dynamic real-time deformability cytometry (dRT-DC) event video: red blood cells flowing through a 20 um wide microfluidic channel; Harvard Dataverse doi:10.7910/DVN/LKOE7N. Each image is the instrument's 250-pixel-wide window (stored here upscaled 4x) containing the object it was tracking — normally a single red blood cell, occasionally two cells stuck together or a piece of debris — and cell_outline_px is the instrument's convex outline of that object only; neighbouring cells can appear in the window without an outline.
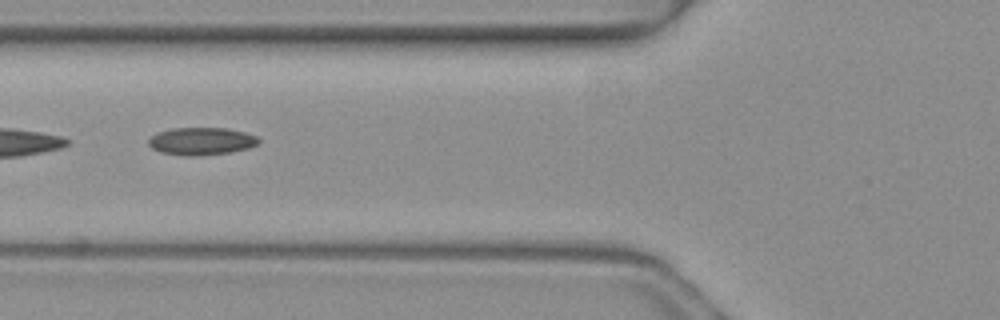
{"species": "common noctule bat (a hibernating species)", "species_latin": "Nyctalus noctula", "temperature_condition": "warm", "stored_images_in_passage": 4, "camera_frame_rate_fps": 3000, "um_per_image_px": 0.085, "animal": {"sex": "female", "body_mass_g": 19.3, "forearm_length_mm": 54.1}, "frame": {"image": 1, "passage_image": 4, "time_ms": 1.0, "image_size_px": [1000, 320], "cell_outline_px": [[260, 144], [248, 148], [232, 152], [200, 156], [184, 156], [160, 152], [152, 148], [148, 144], [148, 140], [156, 132], [172, 128], [228, 128], [244, 132], [256, 136], [260, 140]], "centroid_in_image_um": [17.12, 12.01], "position_along_channel_um": 108.7, "area_um2": 17.92}}